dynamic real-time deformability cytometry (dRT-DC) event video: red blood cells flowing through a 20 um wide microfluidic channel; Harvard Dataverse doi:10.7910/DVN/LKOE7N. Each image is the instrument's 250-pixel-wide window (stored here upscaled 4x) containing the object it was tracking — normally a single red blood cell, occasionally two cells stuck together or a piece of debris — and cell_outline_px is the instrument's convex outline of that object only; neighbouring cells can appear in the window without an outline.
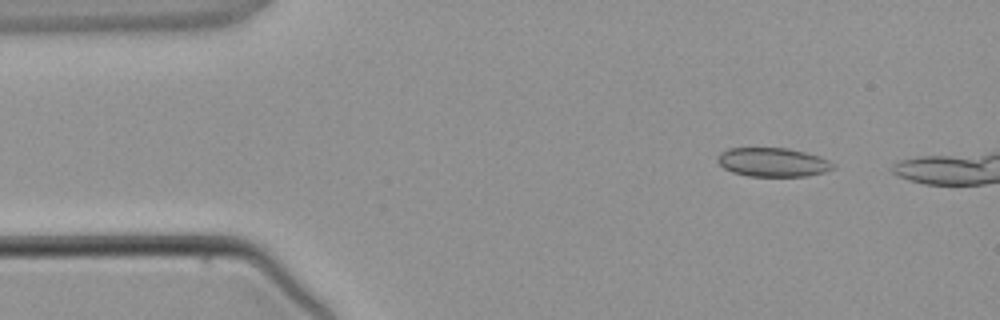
{"species": "common noctule bat (a hibernating species)", "species_latin": "Nyctalus noctula", "temperature_condition": "warm", "stored_images_in_passage": 4, "camera_frame_rate_fps": 3000, "um_per_image_px": 0.085, "animal": {"sex": "male", "body_mass_g": 21.5, "forearm_length_mm": 52.0}, "frame": {"image": 1, "passage_image": 2, "time_ms": 1.0, "image_size_px": [1000, 320], "cell_outline_px": [[836, 164], [832, 168], [824, 172], [808, 176], [748, 176], [732, 172], [724, 168], [716, 160], [720, 152], [728, 148], [788, 148], [820, 156]], "centroid_in_image_um": [65.68, 13.79], "position_along_channel_um": 19.3, "area_um2": 19.48}}